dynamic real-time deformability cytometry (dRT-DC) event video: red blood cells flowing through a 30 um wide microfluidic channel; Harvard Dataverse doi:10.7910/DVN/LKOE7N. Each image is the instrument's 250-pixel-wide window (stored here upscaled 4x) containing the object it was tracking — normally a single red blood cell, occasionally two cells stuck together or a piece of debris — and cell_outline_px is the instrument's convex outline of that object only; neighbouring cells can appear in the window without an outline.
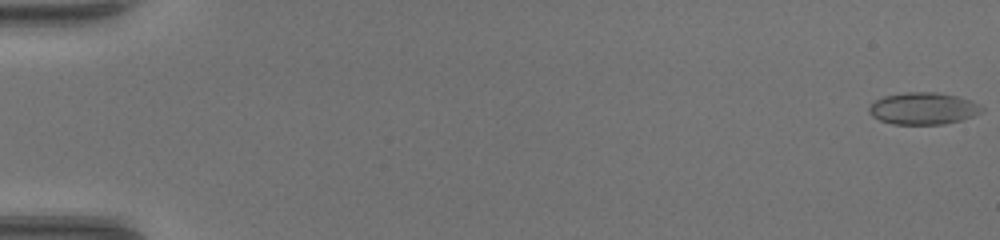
{"species": "common noctule bat (a hibernating species)", "species_latin": "Nyctalus noctula", "temperature_condition": "warm", "stored_images_in_passage": 48, "camera_frame_rate_fps": 3000, "um_per_image_px": 0.085, "animal": {"sex": "female", "body_mass_g": 17.0, "forearm_length_mm": 48.0}, "frame": {"image": 1, "passage_image": 1, "time_ms": 0.0, "image_size_px": [1000, 240], "cell_outline_px": [[984, 108], [980, 112], [972, 116], [960, 120], [944, 124], [892, 124], [880, 120], [872, 116], [868, 112], [868, 108], [876, 100], [884, 96], [904, 92], [936, 92], [960, 96], [972, 100], [980, 104]], "centroid_in_image_um": [78.48, 9.21], "position_along_channel_um": 6.5, "area_um2": 21.1}}
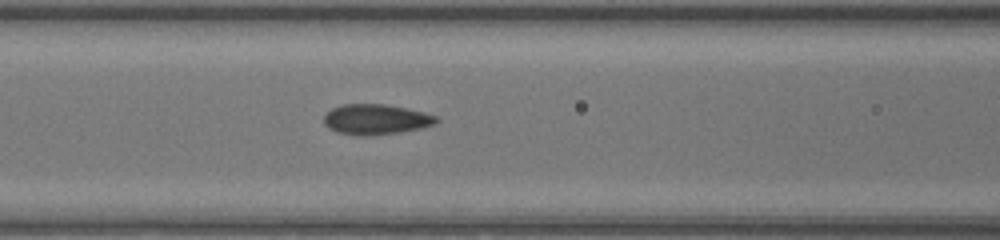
{"frame": {"image": 2, "passage_image": 22, "time_ms": 7.0, "image_size_px": [1000, 240], "cell_outline_px": [[440, 120], [436, 124], [424, 128], [400, 132], [364, 136], [360, 136], [336, 132], [328, 128], [324, 124], [324, 116], [332, 108], [344, 104], [384, 104], [424, 112], [436, 116]], "centroid_in_image_um": [31.97, 10.16], "position_along_channel_um": 134.6, "area_um2": 19.94}}
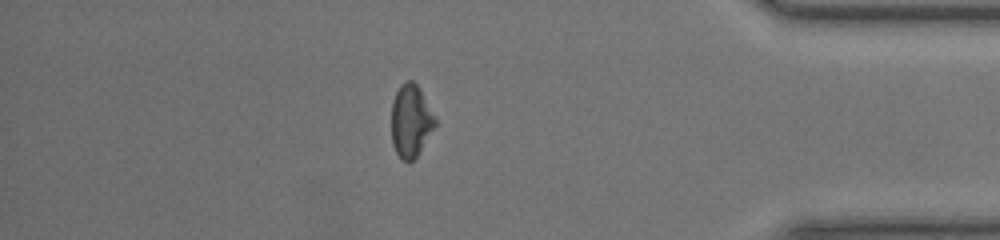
{"frame": {"image": 3, "passage_image": 42, "time_ms": 13.667, "image_size_px": [1000, 240], "cell_outline_px": [[436, 124], [416, 156], [408, 164], [396, 152], [392, 144], [392, 100], [400, 84], [404, 80], [412, 80], [420, 88], [436, 120]], "centroid_in_image_um": [34.9, 10.24], "position_along_channel_um": 400.3, "area_um2": 18.26}}